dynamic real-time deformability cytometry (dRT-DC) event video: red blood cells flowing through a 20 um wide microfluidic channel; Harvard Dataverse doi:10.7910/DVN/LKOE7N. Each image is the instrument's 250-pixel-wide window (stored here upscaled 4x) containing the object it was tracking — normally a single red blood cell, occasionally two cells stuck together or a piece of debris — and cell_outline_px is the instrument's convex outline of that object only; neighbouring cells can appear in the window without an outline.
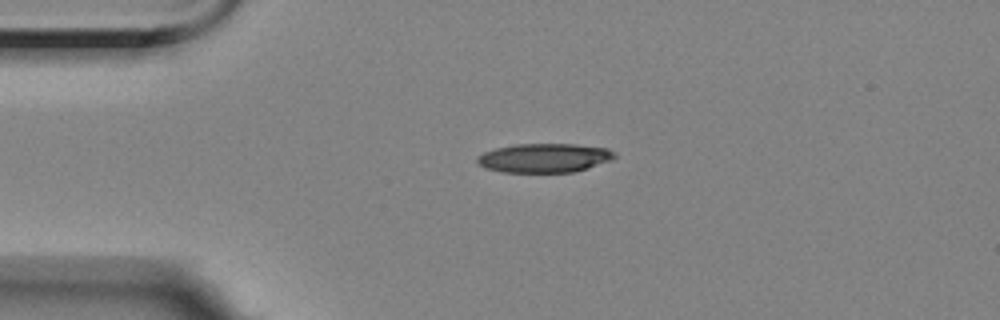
{"species": "Egyptian fruit bat (a non-hibernating species)", "species_latin": "Rousettus aegyptiacus", "temperature_condition": "room temperature", "stored_images_in_passage": 3, "camera_frame_rate_fps": 3000, "um_per_image_px": 0.085, "animal": {"sex": "female"}, "frame": {"image": 1, "passage_image": 1, "time_ms": 0.0, "image_size_px": [1000, 320], "cell_outline_px": [[616, 156], [612, 160], [588, 168], [572, 172], [504, 172], [484, 168], [476, 160], [476, 156], [484, 152], [496, 148], [516, 144], [576, 144], [608, 148], [616, 152]], "centroid_in_image_um": [46.29, 13.42], "position_along_channel_um": 38.7, "area_um2": 23.35}}
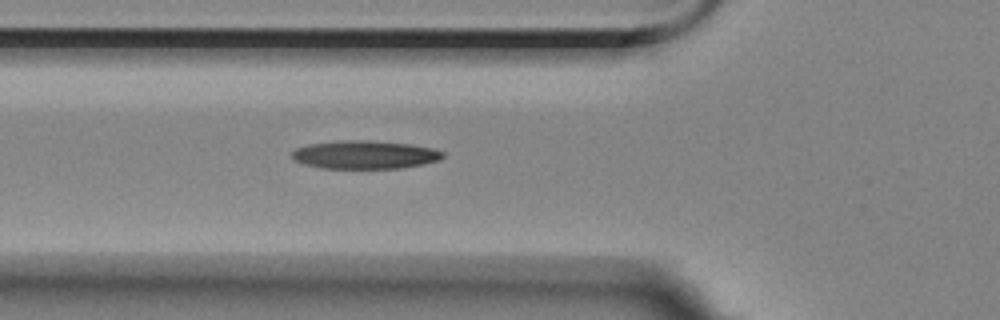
{"frame": {"image": 2, "passage_image": 3, "time_ms": 2.333, "image_size_px": [1000, 320], "cell_outline_px": [[444, 156], [440, 160], [424, 164], [400, 168], [320, 168], [304, 164], [292, 160], [292, 152], [296, 148], [308, 144], [340, 140], [372, 140], [412, 144], [432, 148], [444, 152]], "centroid_in_image_um": [31.01, 13.14], "position_along_channel_um": 94.8, "area_um2": 25.09}}